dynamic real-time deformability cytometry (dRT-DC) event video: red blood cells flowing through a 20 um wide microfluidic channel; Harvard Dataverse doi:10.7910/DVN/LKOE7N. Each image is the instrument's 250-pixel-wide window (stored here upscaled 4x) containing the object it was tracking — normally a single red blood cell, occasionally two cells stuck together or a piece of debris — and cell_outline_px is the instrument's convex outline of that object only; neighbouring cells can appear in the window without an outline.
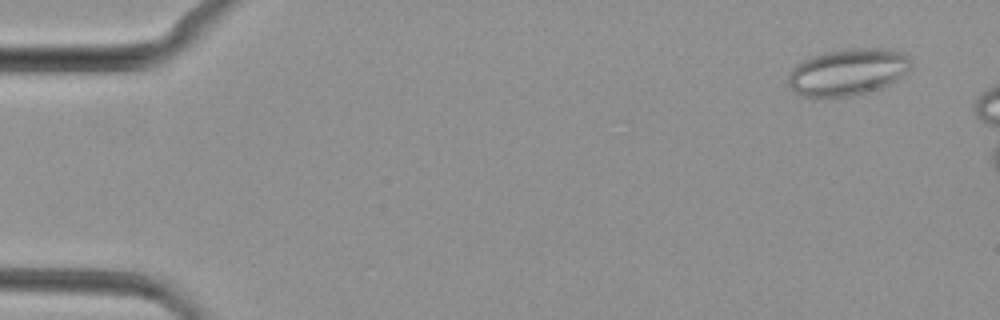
{"species": "common noctule bat (a hibernating species)", "species_latin": "Nyctalus noctula", "temperature_condition": "cold", "stored_images_in_passage": 13, "camera_frame_rate_fps": 3000, "um_per_image_px": 0.085, "animal": {"sex": "female", "body_mass_g": 29.2, "forearm_length_mm": 56.3}, "frame": {"image": 1, "passage_image": 3, "time_ms": 0.667, "image_size_px": [1000, 320], "cell_outline_px": [[912, 68], [896, 80], [884, 88], [852, 96], [804, 96], [792, 92], [788, 84], [788, 72], [796, 64], [812, 56], [824, 52], [848, 48], [892, 48], [904, 52], [912, 60]], "centroid_in_image_um": [72.1, 6.1], "position_along_channel_um": 12.9, "area_um2": 34.04}}